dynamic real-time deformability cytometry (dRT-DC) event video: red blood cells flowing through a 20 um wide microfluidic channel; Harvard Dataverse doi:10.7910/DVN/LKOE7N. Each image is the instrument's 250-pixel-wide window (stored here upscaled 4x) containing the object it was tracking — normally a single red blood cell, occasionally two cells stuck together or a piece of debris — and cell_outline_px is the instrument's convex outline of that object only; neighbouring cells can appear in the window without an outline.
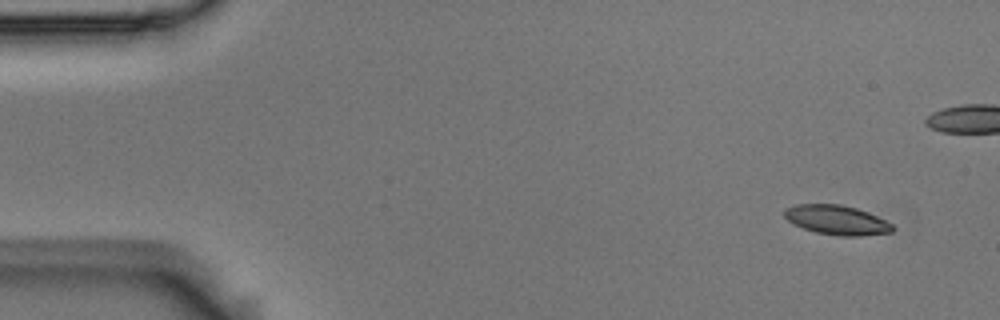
{"species": "Egyptian fruit bat (a non-hibernating species)", "species_latin": "Rousettus aegyptiacus", "temperature_condition": "room temperature", "stored_images_in_passage": 6, "camera_frame_rate_fps": 3000, "um_per_image_px": 0.085, "animal": {"sex": "male"}, "frame": {"image": 1, "passage_image": 1, "time_ms": 0.0, "image_size_px": [1000, 320], "cell_outline_px": [[896, 228], [892, 232], [864, 236], [840, 236], [816, 232], [792, 224], [784, 216], [784, 208], [796, 204], [840, 204], [856, 208], [868, 212], [892, 224]], "centroid_in_image_um": [71.12, 18.7], "position_along_channel_um": 13.9, "area_um2": 18.67}}
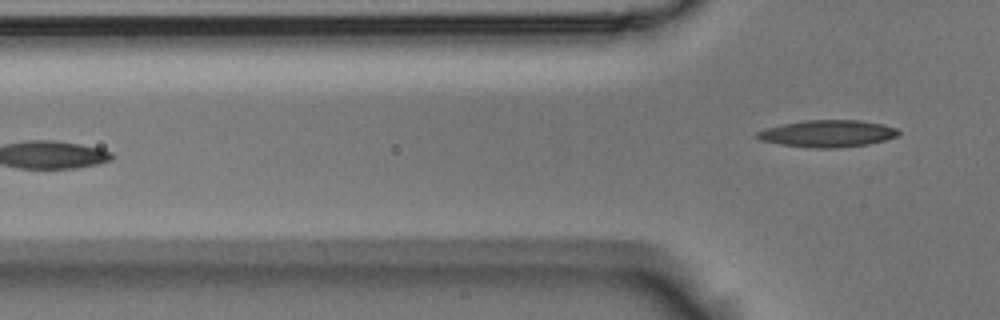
{"frame": {"image": 2, "passage_image": 6, "time_ms": 1.667, "image_size_px": [1000, 320], "cell_outline_px": [[900, 132], [896, 136], [884, 140], [868, 144], [836, 148], [812, 148], [780, 144], [760, 140], [752, 136], [756, 132], [764, 128], [804, 120], [856, 120], [880, 124], [896, 128]], "centroid_in_image_um": [70.27, 11.36], "position_along_channel_um": 55.5, "area_um2": 22.14}}